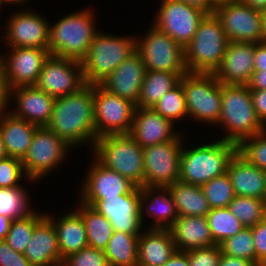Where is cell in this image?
Wrapping results in <instances>:
<instances>
[{"mask_svg":"<svg viewBox=\"0 0 266 266\" xmlns=\"http://www.w3.org/2000/svg\"><path fill=\"white\" fill-rule=\"evenodd\" d=\"M47 127L72 148L87 143L93 149L97 136L94 125V85L57 97Z\"/></svg>","mask_w":266,"mask_h":266,"instance_id":"obj_1","label":"cell"},{"mask_svg":"<svg viewBox=\"0 0 266 266\" xmlns=\"http://www.w3.org/2000/svg\"><path fill=\"white\" fill-rule=\"evenodd\" d=\"M221 103L218 125L227 133L221 140L238 146L244 139L266 130L256 114L247 85L222 84Z\"/></svg>","mask_w":266,"mask_h":266,"instance_id":"obj_2","label":"cell"},{"mask_svg":"<svg viewBox=\"0 0 266 266\" xmlns=\"http://www.w3.org/2000/svg\"><path fill=\"white\" fill-rule=\"evenodd\" d=\"M184 146L183 144L179 180L197 186L225 174L230 159L237 152L236 144L221 139L190 149Z\"/></svg>","mask_w":266,"mask_h":266,"instance_id":"obj_3","label":"cell"},{"mask_svg":"<svg viewBox=\"0 0 266 266\" xmlns=\"http://www.w3.org/2000/svg\"><path fill=\"white\" fill-rule=\"evenodd\" d=\"M92 9L80 10L50 25L49 52L51 55L82 61L99 30Z\"/></svg>","mask_w":266,"mask_h":266,"instance_id":"obj_4","label":"cell"},{"mask_svg":"<svg viewBox=\"0 0 266 266\" xmlns=\"http://www.w3.org/2000/svg\"><path fill=\"white\" fill-rule=\"evenodd\" d=\"M135 52L136 37L97 32L81 61L86 84H100Z\"/></svg>","mask_w":266,"mask_h":266,"instance_id":"obj_5","label":"cell"},{"mask_svg":"<svg viewBox=\"0 0 266 266\" xmlns=\"http://www.w3.org/2000/svg\"><path fill=\"white\" fill-rule=\"evenodd\" d=\"M229 40L218 17L207 13L191 42L184 48L188 72L213 73L220 65Z\"/></svg>","mask_w":266,"mask_h":266,"instance_id":"obj_6","label":"cell"},{"mask_svg":"<svg viewBox=\"0 0 266 266\" xmlns=\"http://www.w3.org/2000/svg\"><path fill=\"white\" fill-rule=\"evenodd\" d=\"M91 151L105 167L118 172L137 187L144 186L143 148L129 134L99 137Z\"/></svg>","mask_w":266,"mask_h":266,"instance_id":"obj_7","label":"cell"},{"mask_svg":"<svg viewBox=\"0 0 266 266\" xmlns=\"http://www.w3.org/2000/svg\"><path fill=\"white\" fill-rule=\"evenodd\" d=\"M179 83L185 94L188 116L208 126L217 125L221 114L222 83L213 73L187 72Z\"/></svg>","mask_w":266,"mask_h":266,"instance_id":"obj_8","label":"cell"},{"mask_svg":"<svg viewBox=\"0 0 266 266\" xmlns=\"http://www.w3.org/2000/svg\"><path fill=\"white\" fill-rule=\"evenodd\" d=\"M151 26L142 39L136 36V51L146 71L170 72L182 77L188 72L184 48L153 24Z\"/></svg>","mask_w":266,"mask_h":266,"instance_id":"obj_9","label":"cell"},{"mask_svg":"<svg viewBox=\"0 0 266 266\" xmlns=\"http://www.w3.org/2000/svg\"><path fill=\"white\" fill-rule=\"evenodd\" d=\"M69 149L71 146L47 126L37 127L22 160L25 175L33 182L39 181L62 164Z\"/></svg>","mask_w":266,"mask_h":266,"instance_id":"obj_10","label":"cell"},{"mask_svg":"<svg viewBox=\"0 0 266 266\" xmlns=\"http://www.w3.org/2000/svg\"><path fill=\"white\" fill-rule=\"evenodd\" d=\"M182 136L143 148L144 186L167 188L179 180Z\"/></svg>","mask_w":266,"mask_h":266,"instance_id":"obj_11","label":"cell"},{"mask_svg":"<svg viewBox=\"0 0 266 266\" xmlns=\"http://www.w3.org/2000/svg\"><path fill=\"white\" fill-rule=\"evenodd\" d=\"M136 105L94 85V125L97 138L105 135L129 134Z\"/></svg>","mask_w":266,"mask_h":266,"instance_id":"obj_12","label":"cell"},{"mask_svg":"<svg viewBox=\"0 0 266 266\" xmlns=\"http://www.w3.org/2000/svg\"><path fill=\"white\" fill-rule=\"evenodd\" d=\"M160 4L153 25L185 48L207 12L180 0H161Z\"/></svg>","mask_w":266,"mask_h":266,"instance_id":"obj_13","label":"cell"},{"mask_svg":"<svg viewBox=\"0 0 266 266\" xmlns=\"http://www.w3.org/2000/svg\"><path fill=\"white\" fill-rule=\"evenodd\" d=\"M214 14L229 42H263L262 11L236 0L216 7Z\"/></svg>","mask_w":266,"mask_h":266,"instance_id":"obj_14","label":"cell"},{"mask_svg":"<svg viewBox=\"0 0 266 266\" xmlns=\"http://www.w3.org/2000/svg\"><path fill=\"white\" fill-rule=\"evenodd\" d=\"M86 85L81 61L49 55L36 86L57 98L79 91Z\"/></svg>","mask_w":266,"mask_h":266,"instance_id":"obj_15","label":"cell"},{"mask_svg":"<svg viewBox=\"0 0 266 266\" xmlns=\"http://www.w3.org/2000/svg\"><path fill=\"white\" fill-rule=\"evenodd\" d=\"M140 187L119 197H107L100 200H80L106 217L114 231L140 235L143 224L140 218Z\"/></svg>","mask_w":266,"mask_h":266,"instance_id":"obj_16","label":"cell"},{"mask_svg":"<svg viewBox=\"0 0 266 266\" xmlns=\"http://www.w3.org/2000/svg\"><path fill=\"white\" fill-rule=\"evenodd\" d=\"M33 10H20L9 16L6 24V46L22 48L49 47L50 23Z\"/></svg>","mask_w":266,"mask_h":266,"instance_id":"obj_17","label":"cell"},{"mask_svg":"<svg viewBox=\"0 0 266 266\" xmlns=\"http://www.w3.org/2000/svg\"><path fill=\"white\" fill-rule=\"evenodd\" d=\"M49 55L45 48L10 47L9 54L0 56L10 89L36 85Z\"/></svg>","mask_w":266,"mask_h":266,"instance_id":"obj_18","label":"cell"},{"mask_svg":"<svg viewBox=\"0 0 266 266\" xmlns=\"http://www.w3.org/2000/svg\"><path fill=\"white\" fill-rule=\"evenodd\" d=\"M93 164L85 174L80 189V200H100L119 197L132 192L137 186L118 172L102 165L94 156Z\"/></svg>","mask_w":266,"mask_h":266,"instance_id":"obj_19","label":"cell"},{"mask_svg":"<svg viewBox=\"0 0 266 266\" xmlns=\"http://www.w3.org/2000/svg\"><path fill=\"white\" fill-rule=\"evenodd\" d=\"M10 99H14L17 104L13 111L8 110L13 116L38 127L47 126L50 122L56 98L36 85L11 89Z\"/></svg>","mask_w":266,"mask_h":266,"instance_id":"obj_20","label":"cell"},{"mask_svg":"<svg viewBox=\"0 0 266 266\" xmlns=\"http://www.w3.org/2000/svg\"><path fill=\"white\" fill-rule=\"evenodd\" d=\"M254 73V43L229 42L213 75L222 84L247 85Z\"/></svg>","mask_w":266,"mask_h":266,"instance_id":"obj_21","label":"cell"},{"mask_svg":"<svg viewBox=\"0 0 266 266\" xmlns=\"http://www.w3.org/2000/svg\"><path fill=\"white\" fill-rule=\"evenodd\" d=\"M174 123L152 107H136L129 135L142 148L172 141L180 133Z\"/></svg>","mask_w":266,"mask_h":266,"instance_id":"obj_22","label":"cell"},{"mask_svg":"<svg viewBox=\"0 0 266 266\" xmlns=\"http://www.w3.org/2000/svg\"><path fill=\"white\" fill-rule=\"evenodd\" d=\"M145 74L146 67L143 59L136 51L114 69L100 85L108 92L132 101L136 105Z\"/></svg>","mask_w":266,"mask_h":266,"instance_id":"obj_23","label":"cell"},{"mask_svg":"<svg viewBox=\"0 0 266 266\" xmlns=\"http://www.w3.org/2000/svg\"><path fill=\"white\" fill-rule=\"evenodd\" d=\"M23 254L32 266H52L63 261L56 230L47 216L35 226Z\"/></svg>","mask_w":266,"mask_h":266,"instance_id":"obj_24","label":"cell"},{"mask_svg":"<svg viewBox=\"0 0 266 266\" xmlns=\"http://www.w3.org/2000/svg\"><path fill=\"white\" fill-rule=\"evenodd\" d=\"M226 173L236 196L266 200L264 171L250 164L238 152L230 159Z\"/></svg>","mask_w":266,"mask_h":266,"instance_id":"obj_25","label":"cell"},{"mask_svg":"<svg viewBox=\"0 0 266 266\" xmlns=\"http://www.w3.org/2000/svg\"><path fill=\"white\" fill-rule=\"evenodd\" d=\"M168 230L177 251L180 252L216 245L206 217L179 216Z\"/></svg>","mask_w":266,"mask_h":266,"instance_id":"obj_26","label":"cell"},{"mask_svg":"<svg viewBox=\"0 0 266 266\" xmlns=\"http://www.w3.org/2000/svg\"><path fill=\"white\" fill-rule=\"evenodd\" d=\"M140 189V218L142 224L144 225V215L147 214L155 219L149 228L168 229L178 218L169 190L147 186L140 187Z\"/></svg>","mask_w":266,"mask_h":266,"instance_id":"obj_27","label":"cell"},{"mask_svg":"<svg viewBox=\"0 0 266 266\" xmlns=\"http://www.w3.org/2000/svg\"><path fill=\"white\" fill-rule=\"evenodd\" d=\"M138 239L137 266H162L177 251L168 229L146 228Z\"/></svg>","mask_w":266,"mask_h":266,"instance_id":"obj_28","label":"cell"},{"mask_svg":"<svg viewBox=\"0 0 266 266\" xmlns=\"http://www.w3.org/2000/svg\"><path fill=\"white\" fill-rule=\"evenodd\" d=\"M38 126L13 116L9 111L0 114V136L8 156L23 160Z\"/></svg>","mask_w":266,"mask_h":266,"instance_id":"obj_29","label":"cell"},{"mask_svg":"<svg viewBox=\"0 0 266 266\" xmlns=\"http://www.w3.org/2000/svg\"><path fill=\"white\" fill-rule=\"evenodd\" d=\"M45 213L52 221L57 233L59 251L62 258L88 247L85 225L81 214L75 210L64 216L53 217Z\"/></svg>","mask_w":266,"mask_h":266,"instance_id":"obj_30","label":"cell"},{"mask_svg":"<svg viewBox=\"0 0 266 266\" xmlns=\"http://www.w3.org/2000/svg\"><path fill=\"white\" fill-rule=\"evenodd\" d=\"M167 189L173 199L175 209L179 216L206 217L211 208L203 193L201 186L176 181Z\"/></svg>","mask_w":266,"mask_h":266,"instance_id":"obj_31","label":"cell"},{"mask_svg":"<svg viewBox=\"0 0 266 266\" xmlns=\"http://www.w3.org/2000/svg\"><path fill=\"white\" fill-rule=\"evenodd\" d=\"M180 79L176 73L146 71L136 107H153Z\"/></svg>","mask_w":266,"mask_h":266,"instance_id":"obj_32","label":"cell"},{"mask_svg":"<svg viewBox=\"0 0 266 266\" xmlns=\"http://www.w3.org/2000/svg\"><path fill=\"white\" fill-rule=\"evenodd\" d=\"M139 236L114 231L104 249L109 266H137Z\"/></svg>","mask_w":266,"mask_h":266,"instance_id":"obj_33","label":"cell"},{"mask_svg":"<svg viewBox=\"0 0 266 266\" xmlns=\"http://www.w3.org/2000/svg\"><path fill=\"white\" fill-rule=\"evenodd\" d=\"M77 203H80L76 210L81 214L83 219L88 246L104 251L114 233L112 224L106 217L98 213L91 206L80 201Z\"/></svg>","mask_w":266,"mask_h":266,"instance_id":"obj_34","label":"cell"},{"mask_svg":"<svg viewBox=\"0 0 266 266\" xmlns=\"http://www.w3.org/2000/svg\"><path fill=\"white\" fill-rule=\"evenodd\" d=\"M211 237L216 245L239 233L244 225L230 212L228 207L212 208L206 216Z\"/></svg>","mask_w":266,"mask_h":266,"instance_id":"obj_35","label":"cell"},{"mask_svg":"<svg viewBox=\"0 0 266 266\" xmlns=\"http://www.w3.org/2000/svg\"><path fill=\"white\" fill-rule=\"evenodd\" d=\"M45 216V213H39L38 210H33L27 216L12 220L4 240L15 251L24 253L35 226Z\"/></svg>","mask_w":266,"mask_h":266,"instance_id":"obj_36","label":"cell"},{"mask_svg":"<svg viewBox=\"0 0 266 266\" xmlns=\"http://www.w3.org/2000/svg\"><path fill=\"white\" fill-rule=\"evenodd\" d=\"M228 209L244 227L255 226L266 218V200L259 198L235 196Z\"/></svg>","mask_w":266,"mask_h":266,"instance_id":"obj_37","label":"cell"},{"mask_svg":"<svg viewBox=\"0 0 266 266\" xmlns=\"http://www.w3.org/2000/svg\"><path fill=\"white\" fill-rule=\"evenodd\" d=\"M30 199L24 187L0 188V215L12 220L27 216L34 210Z\"/></svg>","mask_w":266,"mask_h":266,"instance_id":"obj_38","label":"cell"},{"mask_svg":"<svg viewBox=\"0 0 266 266\" xmlns=\"http://www.w3.org/2000/svg\"><path fill=\"white\" fill-rule=\"evenodd\" d=\"M152 108L174 124L184 117L187 118L188 111L182 85L179 83L172 90L164 94Z\"/></svg>","mask_w":266,"mask_h":266,"instance_id":"obj_39","label":"cell"},{"mask_svg":"<svg viewBox=\"0 0 266 266\" xmlns=\"http://www.w3.org/2000/svg\"><path fill=\"white\" fill-rule=\"evenodd\" d=\"M221 253L252 261L256 265V253L251 227H244L233 237L219 244Z\"/></svg>","mask_w":266,"mask_h":266,"instance_id":"obj_40","label":"cell"},{"mask_svg":"<svg viewBox=\"0 0 266 266\" xmlns=\"http://www.w3.org/2000/svg\"><path fill=\"white\" fill-rule=\"evenodd\" d=\"M210 208L228 207L236 196L227 173L215 177L201 186Z\"/></svg>","mask_w":266,"mask_h":266,"instance_id":"obj_41","label":"cell"},{"mask_svg":"<svg viewBox=\"0 0 266 266\" xmlns=\"http://www.w3.org/2000/svg\"><path fill=\"white\" fill-rule=\"evenodd\" d=\"M237 152L250 164L266 170V130L244 139L238 146Z\"/></svg>","mask_w":266,"mask_h":266,"instance_id":"obj_42","label":"cell"},{"mask_svg":"<svg viewBox=\"0 0 266 266\" xmlns=\"http://www.w3.org/2000/svg\"><path fill=\"white\" fill-rule=\"evenodd\" d=\"M23 178L32 182L25 175L22 160L10 156L0 159V188L23 187L19 184Z\"/></svg>","mask_w":266,"mask_h":266,"instance_id":"obj_43","label":"cell"},{"mask_svg":"<svg viewBox=\"0 0 266 266\" xmlns=\"http://www.w3.org/2000/svg\"><path fill=\"white\" fill-rule=\"evenodd\" d=\"M66 266H109L103 250L86 247L63 258Z\"/></svg>","mask_w":266,"mask_h":266,"instance_id":"obj_44","label":"cell"},{"mask_svg":"<svg viewBox=\"0 0 266 266\" xmlns=\"http://www.w3.org/2000/svg\"><path fill=\"white\" fill-rule=\"evenodd\" d=\"M189 266H218L221 256L219 245L187 251Z\"/></svg>","mask_w":266,"mask_h":266,"instance_id":"obj_45","label":"cell"},{"mask_svg":"<svg viewBox=\"0 0 266 266\" xmlns=\"http://www.w3.org/2000/svg\"><path fill=\"white\" fill-rule=\"evenodd\" d=\"M0 266H32L23 253L12 249L5 240H0Z\"/></svg>","mask_w":266,"mask_h":266,"instance_id":"obj_46","label":"cell"},{"mask_svg":"<svg viewBox=\"0 0 266 266\" xmlns=\"http://www.w3.org/2000/svg\"><path fill=\"white\" fill-rule=\"evenodd\" d=\"M251 229L256 253V266H258L266 258V218L252 226Z\"/></svg>","mask_w":266,"mask_h":266,"instance_id":"obj_47","label":"cell"},{"mask_svg":"<svg viewBox=\"0 0 266 266\" xmlns=\"http://www.w3.org/2000/svg\"><path fill=\"white\" fill-rule=\"evenodd\" d=\"M252 103L261 123L266 127V89H250Z\"/></svg>","mask_w":266,"mask_h":266,"instance_id":"obj_48","label":"cell"},{"mask_svg":"<svg viewBox=\"0 0 266 266\" xmlns=\"http://www.w3.org/2000/svg\"><path fill=\"white\" fill-rule=\"evenodd\" d=\"M10 86L6 79L4 66L0 57V114L8 111L11 106L10 102Z\"/></svg>","mask_w":266,"mask_h":266,"instance_id":"obj_49","label":"cell"},{"mask_svg":"<svg viewBox=\"0 0 266 266\" xmlns=\"http://www.w3.org/2000/svg\"><path fill=\"white\" fill-rule=\"evenodd\" d=\"M266 70V42L254 43V71Z\"/></svg>","mask_w":266,"mask_h":266,"instance_id":"obj_50","label":"cell"},{"mask_svg":"<svg viewBox=\"0 0 266 266\" xmlns=\"http://www.w3.org/2000/svg\"><path fill=\"white\" fill-rule=\"evenodd\" d=\"M218 266H256L252 261L221 253Z\"/></svg>","mask_w":266,"mask_h":266,"instance_id":"obj_51","label":"cell"},{"mask_svg":"<svg viewBox=\"0 0 266 266\" xmlns=\"http://www.w3.org/2000/svg\"><path fill=\"white\" fill-rule=\"evenodd\" d=\"M247 86L249 87V89H266V70L254 71Z\"/></svg>","mask_w":266,"mask_h":266,"instance_id":"obj_52","label":"cell"},{"mask_svg":"<svg viewBox=\"0 0 266 266\" xmlns=\"http://www.w3.org/2000/svg\"><path fill=\"white\" fill-rule=\"evenodd\" d=\"M162 266H189L188 253L176 251Z\"/></svg>","mask_w":266,"mask_h":266,"instance_id":"obj_53","label":"cell"},{"mask_svg":"<svg viewBox=\"0 0 266 266\" xmlns=\"http://www.w3.org/2000/svg\"><path fill=\"white\" fill-rule=\"evenodd\" d=\"M183 1L189 5L198 7L207 13H213L214 12V7L209 3V0H180Z\"/></svg>","mask_w":266,"mask_h":266,"instance_id":"obj_54","label":"cell"},{"mask_svg":"<svg viewBox=\"0 0 266 266\" xmlns=\"http://www.w3.org/2000/svg\"><path fill=\"white\" fill-rule=\"evenodd\" d=\"M12 219L0 215V240H4L10 228Z\"/></svg>","mask_w":266,"mask_h":266,"instance_id":"obj_55","label":"cell"},{"mask_svg":"<svg viewBox=\"0 0 266 266\" xmlns=\"http://www.w3.org/2000/svg\"><path fill=\"white\" fill-rule=\"evenodd\" d=\"M240 2H243L244 4L248 5L249 7L255 9L264 11L266 10V0H239Z\"/></svg>","mask_w":266,"mask_h":266,"instance_id":"obj_56","label":"cell"},{"mask_svg":"<svg viewBox=\"0 0 266 266\" xmlns=\"http://www.w3.org/2000/svg\"><path fill=\"white\" fill-rule=\"evenodd\" d=\"M236 0H209V3L214 7H218L220 5L228 4L230 2H234Z\"/></svg>","mask_w":266,"mask_h":266,"instance_id":"obj_57","label":"cell"},{"mask_svg":"<svg viewBox=\"0 0 266 266\" xmlns=\"http://www.w3.org/2000/svg\"><path fill=\"white\" fill-rule=\"evenodd\" d=\"M27 1H29V0H0V2H1V4L3 5V4H5V3H7L8 5H20L21 3H22V5H23V3L24 2H27Z\"/></svg>","mask_w":266,"mask_h":266,"instance_id":"obj_58","label":"cell"},{"mask_svg":"<svg viewBox=\"0 0 266 266\" xmlns=\"http://www.w3.org/2000/svg\"><path fill=\"white\" fill-rule=\"evenodd\" d=\"M8 157V154L5 149V145L2 142L1 136H0V159Z\"/></svg>","mask_w":266,"mask_h":266,"instance_id":"obj_59","label":"cell"},{"mask_svg":"<svg viewBox=\"0 0 266 266\" xmlns=\"http://www.w3.org/2000/svg\"><path fill=\"white\" fill-rule=\"evenodd\" d=\"M263 17V42H266V10L262 11Z\"/></svg>","mask_w":266,"mask_h":266,"instance_id":"obj_60","label":"cell"},{"mask_svg":"<svg viewBox=\"0 0 266 266\" xmlns=\"http://www.w3.org/2000/svg\"><path fill=\"white\" fill-rule=\"evenodd\" d=\"M52 266H66V265H65L64 262L62 261V262L55 263V264H53Z\"/></svg>","mask_w":266,"mask_h":266,"instance_id":"obj_61","label":"cell"},{"mask_svg":"<svg viewBox=\"0 0 266 266\" xmlns=\"http://www.w3.org/2000/svg\"><path fill=\"white\" fill-rule=\"evenodd\" d=\"M258 266H266V258L263 259Z\"/></svg>","mask_w":266,"mask_h":266,"instance_id":"obj_62","label":"cell"},{"mask_svg":"<svg viewBox=\"0 0 266 266\" xmlns=\"http://www.w3.org/2000/svg\"><path fill=\"white\" fill-rule=\"evenodd\" d=\"M264 176H265V185H266V170L264 171Z\"/></svg>","mask_w":266,"mask_h":266,"instance_id":"obj_63","label":"cell"}]
</instances>
